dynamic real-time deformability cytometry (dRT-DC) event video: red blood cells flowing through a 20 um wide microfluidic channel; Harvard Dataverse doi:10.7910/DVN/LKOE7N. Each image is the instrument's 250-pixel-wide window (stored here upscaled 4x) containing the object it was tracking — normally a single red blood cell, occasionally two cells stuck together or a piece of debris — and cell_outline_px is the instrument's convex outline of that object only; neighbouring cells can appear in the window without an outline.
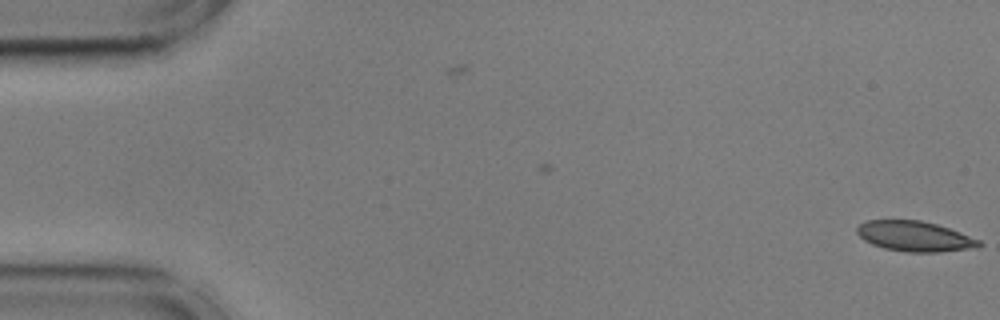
{"species": "common noctule bat (a hibernating species)", "species_latin": "Nyctalus noctula", "temperature_condition": "cold", "stored_images_in_passage": 2, "camera_frame_rate_fps": 3000, "um_per_image_px": 0.085, "animal": {"sex": "male", "body_mass_g": 17.9, "forearm_length_mm": 54.2}, "frame": {"image": 1, "passage_image": 2, "time_ms": 0.333, "image_size_px": [1000, 320], "cell_outline_px": [[984, 244], [980, 248], [940, 252], [904, 252], [884, 248], [872, 244], [864, 240], [856, 232], [856, 228], [864, 220], [920, 220], [936, 224], [960, 232], [980, 240]], "centroid_in_image_um": [77.78, 20.09], "position_along_channel_um": 7.2, "area_um2": 21.73}}